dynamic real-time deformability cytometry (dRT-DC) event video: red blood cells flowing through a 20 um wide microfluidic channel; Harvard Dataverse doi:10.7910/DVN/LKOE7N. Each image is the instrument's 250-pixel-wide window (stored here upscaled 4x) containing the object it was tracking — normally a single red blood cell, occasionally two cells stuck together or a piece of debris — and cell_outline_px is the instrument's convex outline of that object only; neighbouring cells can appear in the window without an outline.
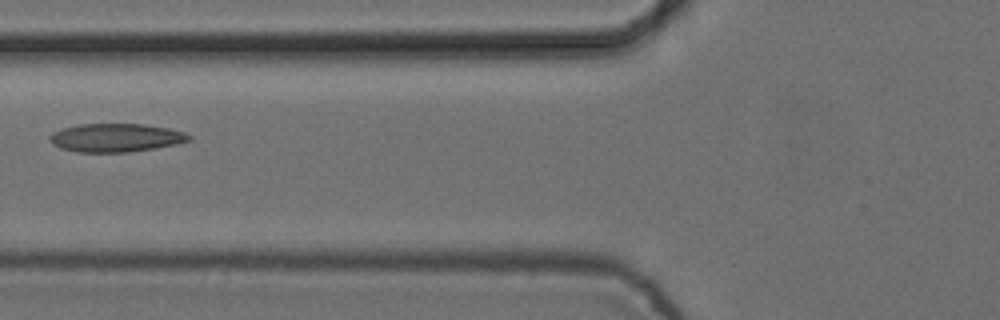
{"species": "common noctule bat (a hibernating species)", "species_latin": "Nyctalus noctula", "temperature_condition": "cold", "stored_images_in_passage": 4, "camera_frame_rate_fps": 3000, "um_per_image_px": 0.085, "animal": {"sex": "female", "body_mass_g": 24.6, "forearm_length_mm": 56.2}, "frame": {"image": 1, "passage_image": 4, "time_ms": 1.0, "image_size_px": [1000, 320], "cell_outline_px": [[192, 140], [176, 144], [156, 148], [128, 152], [76, 152], [60, 148], [52, 144], [52, 132], [64, 128], [80, 124], [144, 124], [168, 128], [184, 132], [192, 136]], "centroid_in_image_um": [9.89, 11.71], "position_along_channel_um": 115.9, "area_um2": 22.95}}